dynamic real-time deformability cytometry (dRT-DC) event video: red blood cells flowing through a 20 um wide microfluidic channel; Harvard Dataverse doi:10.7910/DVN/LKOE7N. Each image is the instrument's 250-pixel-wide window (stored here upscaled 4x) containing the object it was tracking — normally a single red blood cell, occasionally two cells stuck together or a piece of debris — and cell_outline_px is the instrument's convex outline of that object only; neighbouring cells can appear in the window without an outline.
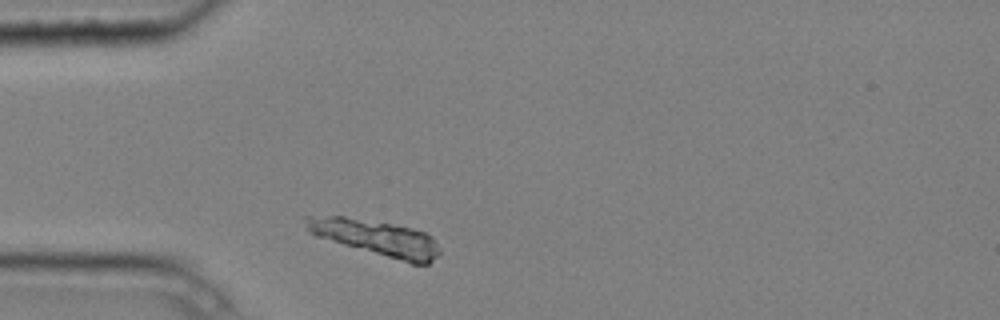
{"species": "common noctule bat (a hibernating species)", "species_latin": "Nyctalus noctula", "temperature_condition": "cold", "stored_images_in_passage": 1, "camera_frame_rate_fps": 3000, "um_per_image_px": 0.085, "animal": {"sex": "male", "body_mass_g": 20.4}, "frame": {"image": 1, "passage_image": 1, "time_ms": 0.0, "image_size_px": [1000, 320], "cell_outline_px": [[440, 252], [428, 264], [412, 264], [316, 236], [308, 232], [300, 216], [344, 216], [412, 228], [424, 232], [432, 236], [440, 248]], "centroid_in_image_um": [31.94, 20.2], "position_along_channel_um": 53.1, "area_um2": 27.57}}